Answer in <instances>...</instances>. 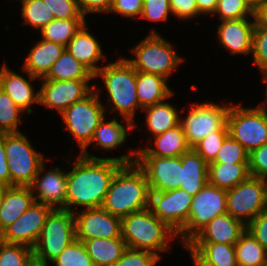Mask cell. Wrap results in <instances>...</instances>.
<instances>
[{"label":"cell","mask_w":267,"mask_h":266,"mask_svg":"<svg viewBox=\"0 0 267 266\" xmlns=\"http://www.w3.org/2000/svg\"><path fill=\"white\" fill-rule=\"evenodd\" d=\"M131 151V152H130ZM137 150H129L120 157L87 158L78 154L74 166L67 171V195L64 210L74 207L99 208L102 206L112 179L124 164L136 162Z\"/></svg>","instance_id":"obj_1"},{"label":"cell","mask_w":267,"mask_h":266,"mask_svg":"<svg viewBox=\"0 0 267 266\" xmlns=\"http://www.w3.org/2000/svg\"><path fill=\"white\" fill-rule=\"evenodd\" d=\"M150 187L144 171L135 163L124 164L115 174L102 208L120 218L149 208Z\"/></svg>","instance_id":"obj_2"},{"label":"cell","mask_w":267,"mask_h":266,"mask_svg":"<svg viewBox=\"0 0 267 266\" xmlns=\"http://www.w3.org/2000/svg\"><path fill=\"white\" fill-rule=\"evenodd\" d=\"M116 62H110L102 66L94 75L95 79L98 77L104 82L108 102L107 105L110 112L117 113V118H124L131 121L134 125L135 114L137 110L142 112L138 102L136 93V79L137 71L125 59L121 57Z\"/></svg>","instance_id":"obj_3"},{"label":"cell","mask_w":267,"mask_h":266,"mask_svg":"<svg viewBox=\"0 0 267 266\" xmlns=\"http://www.w3.org/2000/svg\"><path fill=\"white\" fill-rule=\"evenodd\" d=\"M121 236L128 248L148 250L158 256L169 251L177 235L158 219L149 208L121 218Z\"/></svg>","instance_id":"obj_4"},{"label":"cell","mask_w":267,"mask_h":266,"mask_svg":"<svg viewBox=\"0 0 267 266\" xmlns=\"http://www.w3.org/2000/svg\"><path fill=\"white\" fill-rule=\"evenodd\" d=\"M172 44L158 31L152 29L130 50L134 58L125 57V59L136 71L156 74L169 80V77L175 72L174 70L178 69V65L185 60L184 57L177 54Z\"/></svg>","instance_id":"obj_5"},{"label":"cell","mask_w":267,"mask_h":266,"mask_svg":"<svg viewBox=\"0 0 267 266\" xmlns=\"http://www.w3.org/2000/svg\"><path fill=\"white\" fill-rule=\"evenodd\" d=\"M84 99L73 103L60 116L63 120V131H67L76 140L82 151L92 140L94 131L109 111L100 100V90L96 88Z\"/></svg>","instance_id":"obj_6"},{"label":"cell","mask_w":267,"mask_h":266,"mask_svg":"<svg viewBox=\"0 0 267 266\" xmlns=\"http://www.w3.org/2000/svg\"><path fill=\"white\" fill-rule=\"evenodd\" d=\"M23 132L4 133V147L11 176V186L29 187L40 166L48 161L41 152L32 147Z\"/></svg>","instance_id":"obj_7"},{"label":"cell","mask_w":267,"mask_h":266,"mask_svg":"<svg viewBox=\"0 0 267 266\" xmlns=\"http://www.w3.org/2000/svg\"><path fill=\"white\" fill-rule=\"evenodd\" d=\"M75 239L74 212L53 209L47 216L33 248L34 257L50 263Z\"/></svg>","instance_id":"obj_8"},{"label":"cell","mask_w":267,"mask_h":266,"mask_svg":"<svg viewBox=\"0 0 267 266\" xmlns=\"http://www.w3.org/2000/svg\"><path fill=\"white\" fill-rule=\"evenodd\" d=\"M231 104L227 115L229 135L249 153L267 143V117L255 107Z\"/></svg>","instance_id":"obj_9"},{"label":"cell","mask_w":267,"mask_h":266,"mask_svg":"<svg viewBox=\"0 0 267 266\" xmlns=\"http://www.w3.org/2000/svg\"><path fill=\"white\" fill-rule=\"evenodd\" d=\"M227 213L246 226L267 208V180L249 176L226 190Z\"/></svg>","instance_id":"obj_10"},{"label":"cell","mask_w":267,"mask_h":266,"mask_svg":"<svg viewBox=\"0 0 267 266\" xmlns=\"http://www.w3.org/2000/svg\"><path fill=\"white\" fill-rule=\"evenodd\" d=\"M227 213L226 190L207 183L195 196L190 207L189 218L183 231L177 236L188 243L216 216Z\"/></svg>","instance_id":"obj_11"},{"label":"cell","mask_w":267,"mask_h":266,"mask_svg":"<svg viewBox=\"0 0 267 266\" xmlns=\"http://www.w3.org/2000/svg\"><path fill=\"white\" fill-rule=\"evenodd\" d=\"M230 104H218L213 102H201L190 105L188 114L182 118L180 123L183 126L188 145L193 148L210 132L220 130L227 123V115Z\"/></svg>","instance_id":"obj_12"},{"label":"cell","mask_w":267,"mask_h":266,"mask_svg":"<svg viewBox=\"0 0 267 266\" xmlns=\"http://www.w3.org/2000/svg\"><path fill=\"white\" fill-rule=\"evenodd\" d=\"M193 196L181 189L150 191L149 209L177 236L186 225Z\"/></svg>","instance_id":"obj_13"},{"label":"cell","mask_w":267,"mask_h":266,"mask_svg":"<svg viewBox=\"0 0 267 266\" xmlns=\"http://www.w3.org/2000/svg\"><path fill=\"white\" fill-rule=\"evenodd\" d=\"M39 105L50 110L56 109L60 114L73 103L84 99L93 90L95 84L91 86V80H63L54 81L40 79Z\"/></svg>","instance_id":"obj_14"},{"label":"cell","mask_w":267,"mask_h":266,"mask_svg":"<svg viewBox=\"0 0 267 266\" xmlns=\"http://www.w3.org/2000/svg\"><path fill=\"white\" fill-rule=\"evenodd\" d=\"M74 216L76 239L82 242L92 238L122 237L121 218L102 207L76 210Z\"/></svg>","instance_id":"obj_15"},{"label":"cell","mask_w":267,"mask_h":266,"mask_svg":"<svg viewBox=\"0 0 267 266\" xmlns=\"http://www.w3.org/2000/svg\"><path fill=\"white\" fill-rule=\"evenodd\" d=\"M136 164L144 171L150 191L179 189L181 157L137 156Z\"/></svg>","instance_id":"obj_16"},{"label":"cell","mask_w":267,"mask_h":266,"mask_svg":"<svg viewBox=\"0 0 267 266\" xmlns=\"http://www.w3.org/2000/svg\"><path fill=\"white\" fill-rule=\"evenodd\" d=\"M51 206L34 202L13 224L3 230V242L34 248Z\"/></svg>","instance_id":"obj_17"},{"label":"cell","mask_w":267,"mask_h":266,"mask_svg":"<svg viewBox=\"0 0 267 266\" xmlns=\"http://www.w3.org/2000/svg\"><path fill=\"white\" fill-rule=\"evenodd\" d=\"M29 187L35 202L51 206L53 209H63L65 207L67 172L60 167L56 166L52 170H46L44 162Z\"/></svg>","instance_id":"obj_18"},{"label":"cell","mask_w":267,"mask_h":266,"mask_svg":"<svg viewBox=\"0 0 267 266\" xmlns=\"http://www.w3.org/2000/svg\"><path fill=\"white\" fill-rule=\"evenodd\" d=\"M26 77L10 69L5 63L0 68V88L6 92L16 105L27 114H31L33 104L39 105V90L35 91L33 81L40 78L22 69ZM28 78V79H26ZM37 92V93H36Z\"/></svg>","instance_id":"obj_19"},{"label":"cell","mask_w":267,"mask_h":266,"mask_svg":"<svg viewBox=\"0 0 267 266\" xmlns=\"http://www.w3.org/2000/svg\"><path fill=\"white\" fill-rule=\"evenodd\" d=\"M254 27L255 18L223 20L217 27L218 41L232 55L251 56Z\"/></svg>","instance_id":"obj_20"},{"label":"cell","mask_w":267,"mask_h":266,"mask_svg":"<svg viewBox=\"0 0 267 266\" xmlns=\"http://www.w3.org/2000/svg\"><path fill=\"white\" fill-rule=\"evenodd\" d=\"M247 226L229 213L216 216L188 243H218L235 245Z\"/></svg>","instance_id":"obj_21"},{"label":"cell","mask_w":267,"mask_h":266,"mask_svg":"<svg viewBox=\"0 0 267 266\" xmlns=\"http://www.w3.org/2000/svg\"><path fill=\"white\" fill-rule=\"evenodd\" d=\"M105 119L106 118L104 117L103 120L99 123L96 130L94 131L92 140L82 151H80V155L87 158H102L99 156L97 157L91 155L89 152H87L89 146H91L92 148L96 147L95 149L100 148L104 151L115 150L122 145V147H124V143L128 138V131H132L135 128L134 124L131 121L123 118L122 122H126L125 125L124 123H120L116 117L107 122L105 121Z\"/></svg>","instance_id":"obj_22"},{"label":"cell","mask_w":267,"mask_h":266,"mask_svg":"<svg viewBox=\"0 0 267 266\" xmlns=\"http://www.w3.org/2000/svg\"><path fill=\"white\" fill-rule=\"evenodd\" d=\"M87 22L79 29L67 44L66 49L94 75L102 67L98 62L106 60L102 47L97 38L89 32Z\"/></svg>","instance_id":"obj_23"},{"label":"cell","mask_w":267,"mask_h":266,"mask_svg":"<svg viewBox=\"0 0 267 266\" xmlns=\"http://www.w3.org/2000/svg\"><path fill=\"white\" fill-rule=\"evenodd\" d=\"M34 202L30 187H5L0 198V229L13 224Z\"/></svg>","instance_id":"obj_24"},{"label":"cell","mask_w":267,"mask_h":266,"mask_svg":"<svg viewBox=\"0 0 267 266\" xmlns=\"http://www.w3.org/2000/svg\"><path fill=\"white\" fill-rule=\"evenodd\" d=\"M153 139L155 148L150 145L138 148L137 156L177 157L191 149L181 123Z\"/></svg>","instance_id":"obj_25"},{"label":"cell","mask_w":267,"mask_h":266,"mask_svg":"<svg viewBox=\"0 0 267 266\" xmlns=\"http://www.w3.org/2000/svg\"><path fill=\"white\" fill-rule=\"evenodd\" d=\"M66 47L43 39L35 42L24 60L22 69L38 78L45 77L54 62L63 54Z\"/></svg>","instance_id":"obj_26"},{"label":"cell","mask_w":267,"mask_h":266,"mask_svg":"<svg viewBox=\"0 0 267 266\" xmlns=\"http://www.w3.org/2000/svg\"><path fill=\"white\" fill-rule=\"evenodd\" d=\"M179 189L195 196L208 183V163L193 149L181 156Z\"/></svg>","instance_id":"obj_27"},{"label":"cell","mask_w":267,"mask_h":266,"mask_svg":"<svg viewBox=\"0 0 267 266\" xmlns=\"http://www.w3.org/2000/svg\"><path fill=\"white\" fill-rule=\"evenodd\" d=\"M136 93L141 109L170 99L174 91L165 77L137 71Z\"/></svg>","instance_id":"obj_28"},{"label":"cell","mask_w":267,"mask_h":266,"mask_svg":"<svg viewBox=\"0 0 267 266\" xmlns=\"http://www.w3.org/2000/svg\"><path fill=\"white\" fill-rule=\"evenodd\" d=\"M94 266H113L128 248L122 237L83 241Z\"/></svg>","instance_id":"obj_29"},{"label":"cell","mask_w":267,"mask_h":266,"mask_svg":"<svg viewBox=\"0 0 267 266\" xmlns=\"http://www.w3.org/2000/svg\"><path fill=\"white\" fill-rule=\"evenodd\" d=\"M167 100L156 103L142 109L146 113V123L144 124L149 134L155 137L165 131L180 124L181 114L175 106L166 102Z\"/></svg>","instance_id":"obj_30"},{"label":"cell","mask_w":267,"mask_h":266,"mask_svg":"<svg viewBox=\"0 0 267 266\" xmlns=\"http://www.w3.org/2000/svg\"><path fill=\"white\" fill-rule=\"evenodd\" d=\"M250 176L248 163L208 164V183L229 190Z\"/></svg>","instance_id":"obj_31"},{"label":"cell","mask_w":267,"mask_h":266,"mask_svg":"<svg viewBox=\"0 0 267 266\" xmlns=\"http://www.w3.org/2000/svg\"><path fill=\"white\" fill-rule=\"evenodd\" d=\"M40 79L54 81L63 80H93L94 74L72 56L67 49L54 62L48 74Z\"/></svg>","instance_id":"obj_32"},{"label":"cell","mask_w":267,"mask_h":266,"mask_svg":"<svg viewBox=\"0 0 267 266\" xmlns=\"http://www.w3.org/2000/svg\"><path fill=\"white\" fill-rule=\"evenodd\" d=\"M238 266H267L266 249L246 230L235 244Z\"/></svg>","instance_id":"obj_33"},{"label":"cell","mask_w":267,"mask_h":266,"mask_svg":"<svg viewBox=\"0 0 267 266\" xmlns=\"http://www.w3.org/2000/svg\"><path fill=\"white\" fill-rule=\"evenodd\" d=\"M86 21V19H54L39 31L41 39L66 47Z\"/></svg>","instance_id":"obj_34"},{"label":"cell","mask_w":267,"mask_h":266,"mask_svg":"<svg viewBox=\"0 0 267 266\" xmlns=\"http://www.w3.org/2000/svg\"><path fill=\"white\" fill-rule=\"evenodd\" d=\"M22 25H30L40 31L45 25H48L55 18L53 12L49 10L43 0H24L20 2Z\"/></svg>","instance_id":"obj_35"},{"label":"cell","mask_w":267,"mask_h":266,"mask_svg":"<svg viewBox=\"0 0 267 266\" xmlns=\"http://www.w3.org/2000/svg\"><path fill=\"white\" fill-rule=\"evenodd\" d=\"M217 266H238L235 245L218 243H189Z\"/></svg>","instance_id":"obj_36"},{"label":"cell","mask_w":267,"mask_h":266,"mask_svg":"<svg viewBox=\"0 0 267 266\" xmlns=\"http://www.w3.org/2000/svg\"><path fill=\"white\" fill-rule=\"evenodd\" d=\"M9 95L0 88V132L18 133L22 124V113Z\"/></svg>","instance_id":"obj_37"},{"label":"cell","mask_w":267,"mask_h":266,"mask_svg":"<svg viewBox=\"0 0 267 266\" xmlns=\"http://www.w3.org/2000/svg\"><path fill=\"white\" fill-rule=\"evenodd\" d=\"M50 263L53 266H94L85 245L78 239L71 242Z\"/></svg>","instance_id":"obj_38"},{"label":"cell","mask_w":267,"mask_h":266,"mask_svg":"<svg viewBox=\"0 0 267 266\" xmlns=\"http://www.w3.org/2000/svg\"><path fill=\"white\" fill-rule=\"evenodd\" d=\"M33 256L29 246L6 242L0 245V266H26Z\"/></svg>","instance_id":"obj_39"},{"label":"cell","mask_w":267,"mask_h":266,"mask_svg":"<svg viewBox=\"0 0 267 266\" xmlns=\"http://www.w3.org/2000/svg\"><path fill=\"white\" fill-rule=\"evenodd\" d=\"M229 135L227 123L218 131L210 132L193 149L208 163L213 162L225 138Z\"/></svg>","instance_id":"obj_40"},{"label":"cell","mask_w":267,"mask_h":266,"mask_svg":"<svg viewBox=\"0 0 267 266\" xmlns=\"http://www.w3.org/2000/svg\"><path fill=\"white\" fill-rule=\"evenodd\" d=\"M211 163H249V152L234 138L228 135Z\"/></svg>","instance_id":"obj_41"},{"label":"cell","mask_w":267,"mask_h":266,"mask_svg":"<svg viewBox=\"0 0 267 266\" xmlns=\"http://www.w3.org/2000/svg\"><path fill=\"white\" fill-rule=\"evenodd\" d=\"M213 15H217L220 21L255 18V12L248 6L245 0H219Z\"/></svg>","instance_id":"obj_42"},{"label":"cell","mask_w":267,"mask_h":266,"mask_svg":"<svg viewBox=\"0 0 267 266\" xmlns=\"http://www.w3.org/2000/svg\"><path fill=\"white\" fill-rule=\"evenodd\" d=\"M251 55L260 73H267V26L255 24Z\"/></svg>","instance_id":"obj_43"},{"label":"cell","mask_w":267,"mask_h":266,"mask_svg":"<svg viewBox=\"0 0 267 266\" xmlns=\"http://www.w3.org/2000/svg\"><path fill=\"white\" fill-rule=\"evenodd\" d=\"M162 257L148 250L127 248L113 266H156Z\"/></svg>","instance_id":"obj_44"},{"label":"cell","mask_w":267,"mask_h":266,"mask_svg":"<svg viewBox=\"0 0 267 266\" xmlns=\"http://www.w3.org/2000/svg\"><path fill=\"white\" fill-rule=\"evenodd\" d=\"M55 19H86L77 0H43Z\"/></svg>","instance_id":"obj_45"},{"label":"cell","mask_w":267,"mask_h":266,"mask_svg":"<svg viewBox=\"0 0 267 266\" xmlns=\"http://www.w3.org/2000/svg\"><path fill=\"white\" fill-rule=\"evenodd\" d=\"M172 15L169 0H143L141 19L160 22L167 21Z\"/></svg>","instance_id":"obj_46"},{"label":"cell","mask_w":267,"mask_h":266,"mask_svg":"<svg viewBox=\"0 0 267 266\" xmlns=\"http://www.w3.org/2000/svg\"><path fill=\"white\" fill-rule=\"evenodd\" d=\"M248 165L251 176L267 180V143L249 153Z\"/></svg>","instance_id":"obj_47"},{"label":"cell","mask_w":267,"mask_h":266,"mask_svg":"<svg viewBox=\"0 0 267 266\" xmlns=\"http://www.w3.org/2000/svg\"><path fill=\"white\" fill-rule=\"evenodd\" d=\"M143 0H114L109 13L126 18L141 17Z\"/></svg>","instance_id":"obj_48"},{"label":"cell","mask_w":267,"mask_h":266,"mask_svg":"<svg viewBox=\"0 0 267 266\" xmlns=\"http://www.w3.org/2000/svg\"><path fill=\"white\" fill-rule=\"evenodd\" d=\"M172 15L181 20L199 17L196 0H169Z\"/></svg>","instance_id":"obj_49"},{"label":"cell","mask_w":267,"mask_h":266,"mask_svg":"<svg viewBox=\"0 0 267 266\" xmlns=\"http://www.w3.org/2000/svg\"><path fill=\"white\" fill-rule=\"evenodd\" d=\"M247 230L267 251V208L247 225Z\"/></svg>","instance_id":"obj_50"},{"label":"cell","mask_w":267,"mask_h":266,"mask_svg":"<svg viewBox=\"0 0 267 266\" xmlns=\"http://www.w3.org/2000/svg\"><path fill=\"white\" fill-rule=\"evenodd\" d=\"M81 13L85 16L90 13H109L114 0H77Z\"/></svg>","instance_id":"obj_51"},{"label":"cell","mask_w":267,"mask_h":266,"mask_svg":"<svg viewBox=\"0 0 267 266\" xmlns=\"http://www.w3.org/2000/svg\"><path fill=\"white\" fill-rule=\"evenodd\" d=\"M0 183L6 187L11 186V176L4 147V133L2 132H0Z\"/></svg>","instance_id":"obj_52"},{"label":"cell","mask_w":267,"mask_h":266,"mask_svg":"<svg viewBox=\"0 0 267 266\" xmlns=\"http://www.w3.org/2000/svg\"><path fill=\"white\" fill-rule=\"evenodd\" d=\"M180 245L184 246L188 250L191 256L193 266H217L213 262L206 259L196 248L192 247L189 243H183Z\"/></svg>","instance_id":"obj_53"},{"label":"cell","mask_w":267,"mask_h":266,"mask_svg":"<svg viewBox=\"0 0 267 266\" xmlns=\"http://www.w3.org/2000/svg\"><path fill=\"white\" fill-rule=\"evenodd\" d=\"M219 0H196L197 8L201 15L212 14L215 12Z\"/></svg>","instance_id":"obj_54"},{"label":"cell","mask_w":267,"mask_h":266,"mask_svg":"<svg viewBox=\"0 0 267 266\" xmlns=\"http://www.w3.org/2000/svg\"><path fill=\"white\" fill-rule=\"evenodd\" d=\"M255 24L267 26V2L255 12Z\"/></svg>","instance_id":"obj_55"},{"label":"cell","mask_w":267,"mask_h":266,"mask_svg":"<svg viewBox=\"0 0 267 266\" xmlns=\"http://www.w3.org/2000/svg\"><path fill=\"white\" fill-rule=\"evenodd\" d=\"M262 81L265 82L266 86H265V95H266V99L263 100V104L259 103L257 104V108L267 117V73H262Z\"/></svg>","instance_id":"obj_56"},{"label":"cell","mask_w":267,"mask_h":266,"mask_svg":"<svg viewBox=\"0 0 267 266\" xmlns=\"http://www.w3.org/2000/svg\"><path fill=\"white\" fill-rule=\"evenodd\" d=\"M248 6L256 12L267 0H245Z\"/></svg>","instance_id":"obj_57"},{"label":"cell","mask_w":267,"mask_h":266,"mask_svg":"<svg viewBox=\"0 0 267 266\" xmlns=\"http://www.w3.org/2000/svg\"><path fill=\"white\" fill-rule=\"evenodd\" d=\"M49 264V262L39 260L33 256L26 266H52L51 264Z\"/></svg>","instance_id":"obj_58"},{"label":"cell","mask_w":267,"mask_h":266,"mask_svg":"<svg viewBox=\"0 0 267 266\" xmlns=\"http://www.w3.org/2000/svg\"><path fill=\"white\" fill-rule=\"evenodd\" d=\"M6 186H4L2 183H0V198L2 195L3 190L5 189Z\"/></svg>","instance_id":"obj_59"},{"label":"cell","mask_w":267,"mask_h":266,"mask_svg":"<svg viewBox=\"0 0 267 266\" xmlns=\"http://www.w3.org/2000/svg\"><path fill=\"white\" fill-rule=\"evenodd\" d=\"M3 243V231L0 229V245Z\"/></svg>","instance_id":"obj_60"}]
</instances>
